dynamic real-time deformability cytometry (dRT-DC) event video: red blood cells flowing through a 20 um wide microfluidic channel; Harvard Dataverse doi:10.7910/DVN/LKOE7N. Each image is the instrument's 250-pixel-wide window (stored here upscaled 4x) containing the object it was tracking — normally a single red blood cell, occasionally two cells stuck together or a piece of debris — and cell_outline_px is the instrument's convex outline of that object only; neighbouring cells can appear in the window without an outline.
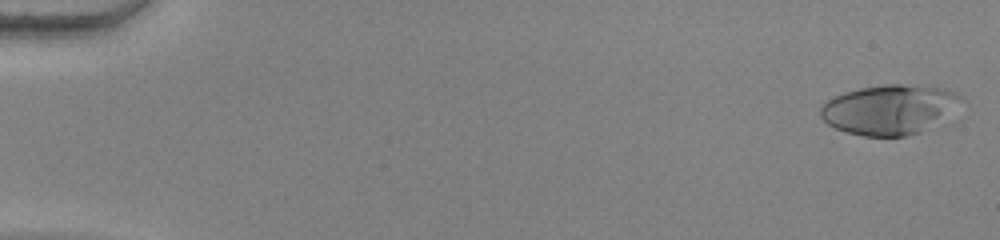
{"species": "human", "species_latin": "Homo sapiens", "temperature_condition": "warm", "stored_images_in_passage": 54, "camera_frame_rate_fps": 3000, "um_per_image_px": 0.085, "donor": {"sex": "female"}, "frame": {"image": 1, "passage_image": 1, "time_ms": 0.0, "image_size_px": [1000, 240], "cell_outline_px": [[968, 104], [960, 120], [956, 124], [904, 136], [864, 136], [848, 132], [836, 128], [828, 124], [820, 116], [820, 108], [832, 96], [844, 92], [860, 88], [884, 84], [904, 84], [948, 88], [964, 96]], "centroid_in_image_um": [75.97, 9.33], "position_along_channel_um": 9.0, "area_um2": 43.81}}
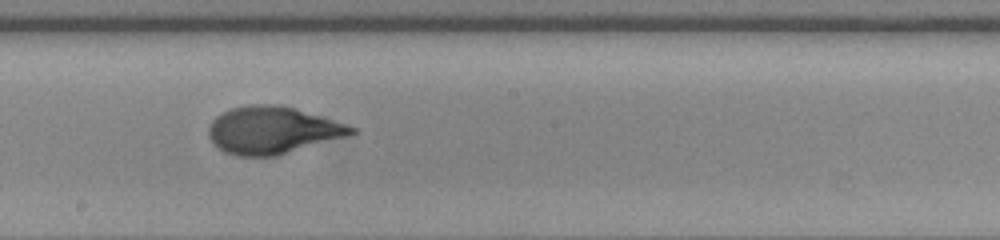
{"frame": {"image": 2, "passage_image": 31, "time_ms": 10.0, "image_size_px": [1000, 240], "cell_outline_px": [[360, 132], [276, 156], [236, 156], [224, 152], [212, 144], [208, 136], [208, 128], [212, 120], [216, 116], [232, 108], [248, 104], [276, 104], [296, 108], [360, 128]], "centroid_in_image_um": [23.16, 11.06], "position_along_channel_um": 225.0, "area_um2": 39.59}}
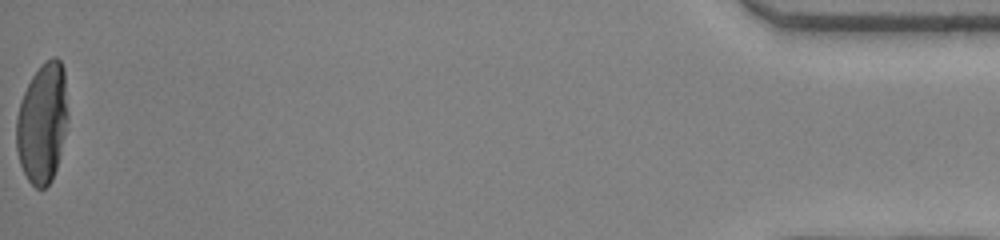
{"frame": {"image": 3, "passage_image": 54, "time_ms": 17.667, "image_size_px": [1000, 240], "cell_outline_px": [[68, 120], [56, 168], [52, 180], [44, 188], [36, 188], [28, 180], [20, 164], [16, 148], [16, 116], [20, 100], [32, 76], [52, 56], [56, 56], [60, 60], [64, 68], [68, 112]], "centroid_in_image_um": [3.6, 10.45], "position_along_channel_um": 431.6, "area_um2": 36.07}, "authors_computed_cell_mechanics": {"area_um2": 38.8705, "velocity_mm_per_s": 3.8699, "shape_relaxation_time_tau1_ms": 4.8073, "shape_relaxation_time_tau2_ms": null, "deformation_change_tau1": 0.2795, "deformation_change_tau2": null}}